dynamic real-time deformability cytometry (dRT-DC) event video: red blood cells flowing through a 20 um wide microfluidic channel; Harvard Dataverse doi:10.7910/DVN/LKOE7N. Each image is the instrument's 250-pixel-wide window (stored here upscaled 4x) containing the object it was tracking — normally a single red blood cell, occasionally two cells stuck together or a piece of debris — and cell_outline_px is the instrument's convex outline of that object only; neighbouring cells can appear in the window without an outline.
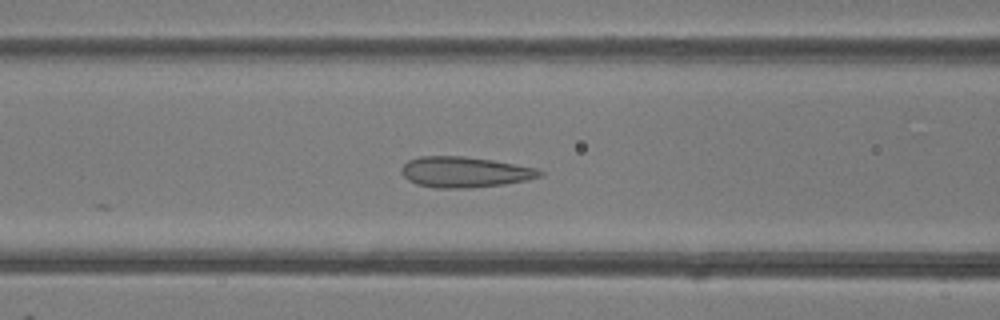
{"species": "common noctule bat (a hibernating species)", "species_latin": "Nyctalus noctula", "temperature_condition": "room temperature", "stored_images_in_passage": 49, "camera_frame_rate_fps": 3000, "um_per_image_px": 0.085, "animal": {"sex": "female"}, "frame": {"image": 1, "passage_image": 20, "time_ms": 6.333, "image_size_px": [1000, 320], "cell_outline_px": [[544, 176], [528, 180], [504, 184], [468, 188], [436, 188], [416, 184], [408, 180], [400, 172], [400, 168], [408, 160], [420, 156], [464, 156], [492, 160], [536, 168], [544, 172]], "centroid_in_image_um": [39.49, 14.63], "position_along_channel_um": 127.1, "area_um2": 24.85}}
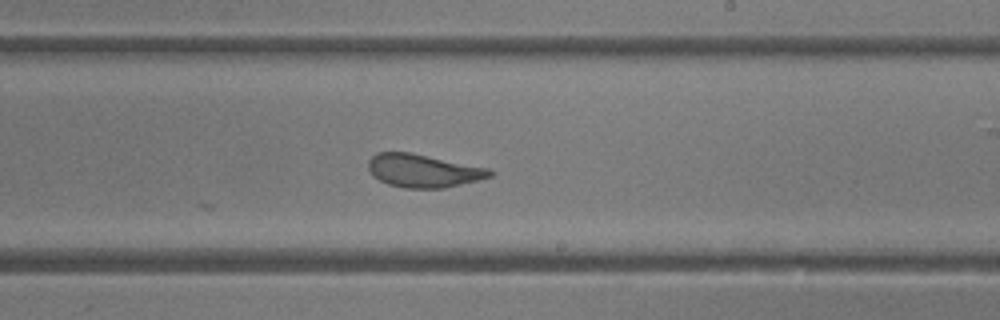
{"frame": {"image": 2, "passage_image": 29, "time_ms": 9.333, "image_size_px": [1000, 320], "cell_outline_px": [[496, 172], [492, 176], [444, 188], [404, 188], [388, 184], [372, 176], [368, 168], [368, 160], [376, 152], [412, 152], [492, 168]], "centroid_in_image_um": [36.0, 14.49], "position_along_channel_um": 253.0, "area_um2": 23.81}}
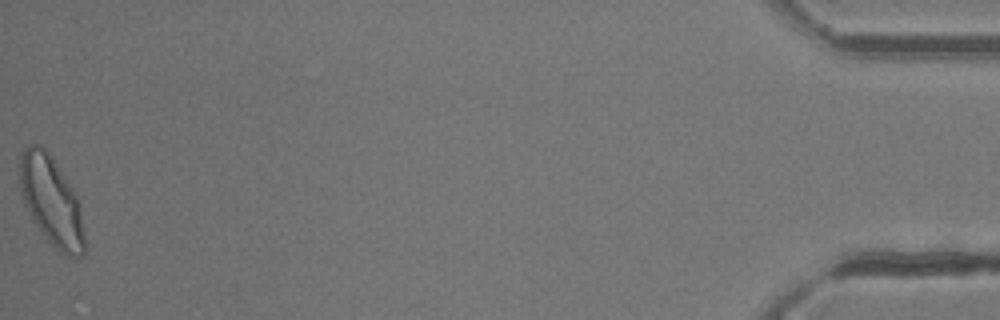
{"frame": {"image": 3, "passage_image": 49, "time_ms": 16.0, "image_size_px": [1000, 320], "cell_outline_px": [[84, 256], [68, 256], [60, 252], [48, 240], [32, 220], [24, 204], [20, 192], [20, 152], [28, 144], [40, 144], [52, 156], [76, 192], [80, 200], [84, 228]], "centroid_in_image_um": [4.38, 17.05], "position_along_channel_um": 430.8, "area_um2": 34.1}, "authors_computed_cell_mechanics": {"area_um2": 26.588, "velocity_mm_per_s": 4.2155, "shape_relaxation_time_tau1_ms": 5.0579, "shape_relaxation_time_tau2_ms": 0.6966, "deformation_change_tau1": 0.1536, "deformation_change_tau2": 0.076}}